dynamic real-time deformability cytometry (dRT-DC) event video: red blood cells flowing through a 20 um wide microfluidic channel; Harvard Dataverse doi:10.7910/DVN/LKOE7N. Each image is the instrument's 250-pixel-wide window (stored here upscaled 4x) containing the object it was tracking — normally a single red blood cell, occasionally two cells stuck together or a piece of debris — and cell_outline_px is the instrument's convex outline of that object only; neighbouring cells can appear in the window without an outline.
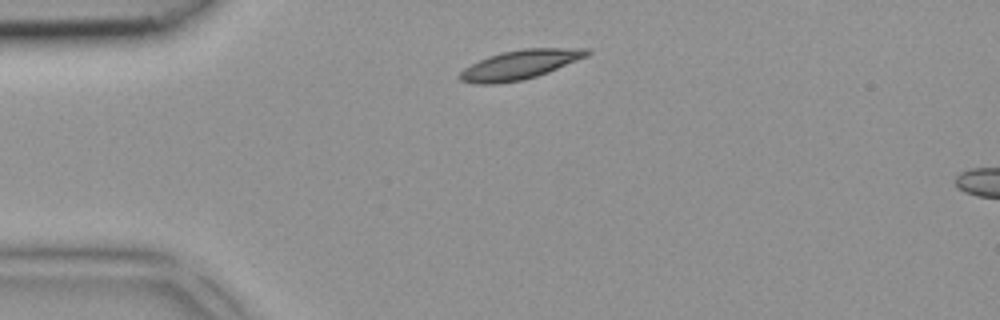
{"species": "common noctule bat (a hibernating species)", "species_latin": "Nyctalus noctula", "temperature_condition": "room temperature", "stored_images_in_passage": 2, "camera_frame_rate_fps": 3000, "um_per_image_px": 0.085, "animal": {"sex": "female", "body_mass_g": 18.4}, "frame": {"image": 1, "passage_image": 1, "time_ms": 0.0, "image_size_px": [1000, 320], "cell_outline_px": [[592, 52], [588, 56], [548, 72], [524, 80], [496, 84], [476, 84], [460, 80], [456, 76], [464, 68], [488, 56], [500, 52], [524, 48], [588, 48]], "centroid_in_image_um": [44.19, 5.49], "position_along_channel_um": 40.8, "area_um2": 21.79}}